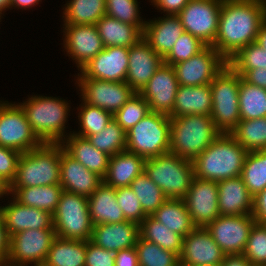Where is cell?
Listing matches in <instances>:
<instances>
[{
    "label": "cell",
    "mask_w": 266,
    "mask_h": 266,
    "mask_svg": "<svg viewBox=\"0 0 266 266\" xmlns=\"http://www.w3.org/2000/svg\"><path fill=\"white\" fill-rule=\"evenodd\" d=\"M266 6L256 0H222L218 32L212 47L228 61L241 48L256 42Z\"/></svg>",
    "instance_id": "obj_1"
},
{
    "label": "cell",
    "mask_w": 266,
    "mask_h": 266,
    "mask_svg": "<svg viewBox=\"0 0 266 266\" xmlns=\"http://www.w3.org/2000/svg\"><path fill=\"white\" fill-rule=\"evenodd\" d=\"M246 154L231 134L221 133L192 161L194 177L219 182L241 176Z\"/></svg>",
    "instance_id": "obj_2"
},
{
    "label": "cell",
    "mask_w": 266,
    "mask_h": 266,
    "mask_svg": "<svg viewBox=\"0 0 266 266\" xmlns=\"http://www.w3.org/2000/svg\"><path fill=\"white\" fill-rule=\"evenodd\" d=\"M18 104L24 110L33 133L41 143H62L67 137L65 125L71 108L66 100L34 95Z\"/></svg>",
    "instance_id": "obj_3"
},
{
    "label": "cell",
    "mask_w": 266,
    "mask_h": 266,
    "mask_svg": "<svg viewBox=\"0 0 266 266\" xmlns=\"http://www.w3.org/2000/svg\"><path fill=\"white\" fill-rule=\"evenodd\" d=\"M170 121L169 152L191 161L221 134L210 115L189 114Z\"/></svg>",
    "instance_id": "obj_4"
},
{
    "label": "cell",
    "mask_w": 266,
    "mask_h": 266,
    "mask_svg": "<svg viewBox=\"0 0 266 266\" xmlns=\"http://www.w3.org/2000/svg\"><path fill=\"white\" fill-rule=\"evenodd\" d=\"M60 184V143H42L22 153L11 188Z\"/></svg>",
    "instance_id": "obj_5"
},
{
    "label": "cell",
    "mask_w": 266,
    "mask_h": 266,
    "mask_svg": "<svg viewBox=\"0 0 266 266\" xmlns=\"http://www.w3.org/2000/svg\"><path fill=\"white\" fill-rule=\"evenodd\" d=\"M240 75L227 63L210 83V116L220 133L230 134L241 120L239 110Z\"/></svg>",
    "instance_id": "obj_6"
},
{
    "label": "cell",
    "mask_w": 266,
    "mask_h": 266,
    "mask_svg": "<svg viewBox=\"0 0 266 266\" xmlns=\"http://www.w3.org/2000/svg\"><path fill=\"white\" fill-rule=\"evenodd\" d=\"M144 172L169 199H183L194 178L192 161L170 152L146 159Z\"/></svg>",
    "instance_id": "obj_7"
},
{
    "label": "cell",
    "mask_w": 266,
    "mask_h": 266,
    "mask_svg": "<svg viewBox=\"0 0 266 266\" xmlns=\"http://www.w3.org/2000/svg\"><path fill=\"white\" fill-rule=\"evenodd\" d=\"M170 117L149 112L126 131V150L145 159L169 152Z\"/></svg>",
    "instance_id": "obj_8"
},
{
    "label": "cell",
    "mask_w": 266,
    "mask_h": 266,
    "mask_svg": "<svg viewBox=\"0 0 266 266\" xmlns=\"http://www.w3.org/2000/svg\"><path fill=\"white\" fill-rule=\"evenodd\" d=\"M53 227L57 237L91 240L93 225L87 197L63 191L53 214Z\"/></svg>",
    "instance_id": "obj_9"
},
{
    "label": "cell",
    "mask_w": 266,
    "mask_h": 266,
    "mask_svg": "<svg viewBox=\"0 0 266 266\" xmlns=\"http://www.w3.org/2000/svg\"><path fill=\"white\" fill-rule=\"evenodd\" d=\"M41 144L22 107L18 103L0 101V146L25 153Z\"/></svg>",
    "instance_id": "obj_10"
},
{
    "label": "cell",
    "mask_w": 266,
    "mask_h": 266,
    "mask_svg": "<svg viewBox=\"0 0 266 266\" xmlns=\"http://www.w3.org/2000/svg\"><path fill=\"white\" fill-rule=\"evenodd\" d=\"M55 237L54 229H27L17 232L10 236L7 264L12 266H29L30 264L31 266H43Z\"/></svg>",
    "instance_id": "obj_11"
},
{
    "label": "cell",
    "mask_w": 266,
    "mask_h": 266,
    "mask_svg": "<svg viewBox=\"0 0 266 266\" xmlns=\"http://www.w3.org/2000/svg\"><path fill=\"white\" fill-rule=\"evenodd\" d=\"M222 0H190L178 14L184 30L207 46L214 44Z\"/></svg>",
    "instance_id": "obj_12"
},
{
    "label": "cell",
    "mask_w": 266,
    "mask_h": 266,
    "mask_svg": "<svg viewBox=\"0 0 266 266\" xmlns=\"http://www.w3.org/2000/svg\"><path fill=\"white\" fill-rule=\"evenodd\" d=\"M82 101L114 115L135 93L126 82L102 81L93 78L76 80Z\"/></svg>",
    "instance_id": "obj_13"
},
{
    "label": "cell",
    "mask_w": 266,
    "mask_h": 266,
    "mask_svg": "<svg viewBox=\"0 0 266 266\" xmlns=\"http://www.w3.org/2000/svg\"><path fill=\"white\" fill-rule=\"evenodd\" d=\"M255 223L252 214L219 215L205 228L225 254H243Z\"/></svg>",
    "instance_id": "obj_14"
},
{
    "label": "cell",
    "mask_w": 266,
    "mask_h": 266,
    "mask_svg": "<svg viewBox=\"0 0 266 266\" xmlns=\"http://www.w3.org/2000/svg\"><path fill=\"white\" fill-rule=\"evenodd\" d=\"M227 61L212 47L206 46L188 60L172 65L179 85L210 84Z\"/></svg>",
    "instance_id": "obj_15"
},
{
    "label": "cell",
    "mask_w": 266,
    "mask_h": 266,
    "mask_svg": "<svg viewBox=\"0 0 266 266\" xmlns=\"http://www.w3.org/2000/svg\"><path fill=\"white\" fill-rule=\"evenodd\" d=\"M183 200L196 227H206L220 215L216 181L194 177Z\"/></svg>",
    "instance_id": "obj_16"
},
{
    "label": "cell",
    "mask_w": 266,
    "mask_h": 266,
    "mask_svg": "<svg viewBox=\"0 0 266 266\" xmlns=\"http://www.w3.org/2000/svg\"><path fill=\"white\" fill-rule=\"evenodd\" d=\"M178 87L174 68L163 62L139 94L148 102L151 112L169 116L173 111Z\"/></svg>",
    "instance_id": "obj_17"
},
{
    "label": "cell",
    "mask_w": 266,
    "mask_h": 266,
    "mask_svg": "<svg viewBox=\"0 0 266 266\" xmlns=\"http://www.w3.org/2000/svg\"><path fill=\"white\" fill-rule=\"evenodd\" d=\"M63 32L64 49L79 71L104 49L95 25L63 24Z\"/></svg>",
    "instance_id": "obj_18"
},
{
    "label": "cell",
    "mask_w": 266,
    "mask_h": 266,
    "mask_svg": "<svg viewBox=\"0 0 266 266\" xmlns=\"http://www.w3.org/2000/svg\"><path fill=\"white\" fill-rule=\"evenodd\" d=\"M225 253L205 227H196L183 238L180 266L221 265Z\"/></svg>",
    "instance_id": "obj_19"
},
{
    "label": "cell",
    "mask_w": 266,
    "mask_h": 266,
    "mask_svg": "<svg viewBox=\"0 0 266 266\" xmlns=\"http://www.w3.org/2000/svg\"><path fill=\"white\" fill-rule=\"evenodd\" d=\"M128 55L129 48L127 47H104L80 70L77 78L125 82L128 71Z\"/></svg>",
    "instance_id": "obj_20"
},
{
    "label": "cell",
    "mask_w": 266,
    "mask_h": 266,
    "mask_svg": "<svg viewBox=\"0 0 266 266\" xmlns=\"http://www.w3.org/2000/svg\"><path fill=\"white\" fill-rule=\"evenodd\" d=\"M163 62V58L142 37L129 48L125 82L139 93Z\"/></svg>",
    "instance_id": "obj_21"
},
{
    "label": "cell",
    "mask_w": 266,
    "mask_h": 266,
    "mask_svg": "<svg viewBox=\"0 0 266 266\" xmlns=\"http://www.w3.org/2000/svg\"><path fill=\"white\" fill-rule=\"evenodd\" d=\"M103 179L70 156L60 143V185L63 191L90 197Z\"/></svg>",
    "instance_id": "obj_22"
},
{
    "label": "cell",
    "mask_w": 266,
    "mask_h": 266,
    "mask_svg": "<svg viewBox=\"0 0 266 266\" xmlns=\"http://www.w3.org/2000/svg\"><path fill=\"white\" fill-rule=\"evenodd\" d=\"M3 208V222L9 236L27 229H54L53 215L38 208L24 206L14 198Z\"/></svg>",
    "instance_id": "obj_23"
},
{
    "label": "cell",
    "mask_w": 266,
    "mask_h": 266,
    "mask_svg": "<svg viewBox=\"0 0 266 266\" xmlns=\"http://www.w3.org/2000/svg\"><path fill=\"white\" fill-rule=\"evenodd\" d=\"M184 31L178 15H164L155 20L146 21L142 37L156 53L164 58Z\"/></svg>",
    "instance_id": "obj_24"
},
{
    "label": "cell",
    "mask_w": 266,
    "mask_h": 266,
    "mask_svg": "<svg viewBox=\"0 0 266 266\" xmlns=\"http://www.w3.org/2000/svg\"><path fill=\"white\" fill-rule=\"evenodd\" d=\"M139 236L137 223L123 221L93 226L91 241L101 248L117 252L135 247Z\"/></svg>",
    "instance_id": "obj_25"
},
{
    "label": "cell",
    "mask_w": 266,
    "mask_h": 266,
    "mask_svg": "<svg viewBox=\"0 0 266 266\" xmlns=\"http://www.w3.org/2000/svg\"><path fill=\"white\" fill-rule=\"evenodd\" d=\"M220 215H249L253 210L250 195L241 176L217 182Z\"/></svg>",
    "instance_id": "obj_26"
},
{
    "label": "cell",
    "mask_w": 266,
    "mask_h": 266,
    "mask_svg": "<svg viewBox=\"0 0 266 266\" xmlns=\"http://www.w3.org/2000/svg\"><path fill=\"white\" fill-rule=\"evenodd\" d=\"M69 133L61 143L64 150L89 171L103 179L107 173L110 155L97 149L87 138Z\"/></svg>",
    "instance_id": "obj_27"
},
{
    "label": "cell",
    "mask_w": 266,
    "mask_h": 266,
    "mask_svg": "<svg viewBox=\"0 0 266 266\" xmlns=\"http://www.w3.org/2000/svg\"><path fill=\"white\" fill-rule=\"evenodd\" d=\"M212 111V92L210 84L198 86L179 85L170 118L183 115H210Z\"/></svg>",
    "instance_id": "obj_28"
},
{
    "label": "cell",
    "mask_w": 266,
    "mask_h": 266,
    "mask_svg": "<svg viewBox=\"0 0 266 266\" xmlns=\"http://www.w3.org/2000/svg\"><path fill=\"white\" fill-rule=\"evenodd\" d=\"M146 159L127 150L110 156L103 182L113 188L129 187L131 182L145 170Z\"/></svg>",
    "instance_id": "obj_29"
},
{
    "label": "cell",
    "mask_w": 266,
    "mask_h": 266,
    "mask_svg": "<svg viewBox=\"0 0 266 266\" xmlns=\"http://www.w3.org/2000/svg\"><path fill=\"white\" fill-rule=\"evenodd\" d=\"M87 199L93 226L126 221L124 213L117 203L115 188L112 186L102 182Z\"/></svg>",
    "instance_id": "obj_30"
},
{
    "label": "cell",
    "mask_w": 266,
    "mask_h": 266,
    "mask_svg": "<svg viewBox=\"0 0 266 266\" xmlns=\"http://www.w3.org/2000/svg\"><path fill=\"white\" fill-rule=\"evenodd\" d=\"M104 47L122 46L130 48L143 36L136 26L121 22L107 15L95 24Z\"/></svg>",
    "instance_id": "obj_31"
},
{
    "label": "cell",
    "mask_w": 266,
    "mask_h": 266,
    "mask_svg": "<svg viewBox=\"0 0 266 266\" xmlns=\"http://www.w3.org/2000/svg\"><path fill=\"white\" fill-rule=\"evenodd\" d=\"M62 192L60 184L11 188L12 197L20 204L47 211L52 215L56 211Z\"/></svg>",
    "instance_id": "obj_32"
},
{
    "label": "cell",
    "mask_w": 266,
    "mask_h": 266,
    "mask_svg": "<svg viewBox=\"0 0 266 266\" xmlns=\"http://www.w3.org/2000/svg\"><path fill=\"white\" fill-rule=\"evenodd\" d=\"M152 216L183 238L196 228L183 199L168 198Z\"/></svg>",
    "instance_id": "obj_33"
},
{
    "label": "cell",
    "mask_w": 266,
    "mask_h": 266,
    "mask_svg": "<svg viewBox=\"0 0 266 266\" xmlns=\"http://www.w3.org/2000/svg\"><path fill=\"white\" fill-rule=\"evenodd\" d=\"M86 241L55 237L43 266H85Z\"/></svg>",
    "instance_id": "obj_34"
},
{
    "label": "cell",
    "mask_w": 266,
    "mask_h": 266,
    "mask_svg": "<svg viewBox=\"0 0 266 266\" xmlns=\"http://www.w3.org/2000/svg\"><path fill=\"white\" fill-rule=\"evenodd\" d=\"M64 6V24L95 25L106 15L105 0H70Z\"/></svg>",
    "instance_id": "obj_35"
},
{
    "label": "cell",
    "mask_w": 266,
    "mask_h": 266,
    "mask_svg": "<svg viewBox=\"0 0 266 266\" xmlns=\"http://www.w3.org/2000/svg\"><path fill=\"white\" fill-rule=\"evenodd\" d=\"M139 234L142 239L153 242L165 250L180 255L183 237L169 229L152 215L139 224Z\"/></svg>",
    "instance_id": "obj_36"
},
{
    "label": "cell",
    "mask_w": 266,
    "mask_h": 266,
    "mask_svg": "<svg viewBox=\"0 0 266 266\" xmlns=\"http://www.w3.org/2000/svg\"><path fill=\"white\" fill-rule=\"evenodd\" d=\"M241 177L252 197L266 188V150L247 152Z\"/></svg>",
    "instance_id": "obj_37"
},
{
    "label": "cell",
    "mask_w": 266,
    "mask_h": 266,
    "mask_svg": "<svg viewBox=\"0 0 266 266\" xmlns=\"http://www.w3.org/2000/svg\"><path fill=\"white\" fill-rule=\"evenodd\" d=\"M239 110L244 120L266 117V89L249 84L240 76Z\"/></svg>",
    "instance_id": "obj_38"
},
{
    "label": "cell",
    "mask_w": 266,
    "mask_h": 266,
    "mask_svg": "<svg viewBox=\"0 0 266 266\" xmlns=\"http://www.w3.org/2000/svg\"><path fill=\"white\" fill-rule=\"evenodd\" d=\"M230 134L247 152L266 150V117L241 119Z\"/></svg>",
    "instance_id": "obj_39"
},
{
    "label": "cell",
    "mask_w": 266,
    "mask_h": 266,
    "mask_svg": "<svg viewBox=\"0 0 266 266\" xmlns=\"http://www.w3.org/2000/svg\"><path fill=\"white\" fill-rule=\"evenodd\" d=\"M138 197L146 215L154 212L168 199L163 191L143 172L129 186Z\"/></svg>",
    "instance_id": "obj_40"
},
{
    "label": "cell",
    "mask_w": 266,
    "mask_h": 266,
    "mask_svg": "<svg viewBox=\"0 0 266 266\" xmlns=\"http://www.w3.org/2000/svg\"><path fill=\"white\" fill-rule=\"evenodd\" d=\"M86 138L93 146L110 156L126 150V132L113 118L100 132Z\"/></svg>",
    "instance_id": "obj_41"
},
{
    "label": "cell",
    "mask_w": 266,
    "mask_h": 266,
    "mask_svg": "<svg viewBox=\"0 0 266 266\" xmlns=\"http://www.w3.org/2000/svg\"><path fill=\"white\" fill-rule=\"evenodd\" d=\"M139 266H180L179 255L157 244L142 239L135 245Z\"/></svg>",
    "instance_id": "obj_42"
},
{
    "label": "cell",
    "mask_w": 266,
    "mask_h": 266,
    "mask_svg": "<svg viewBox=\"0 0 266 266\" xmlns=\"http://www.w3.org/2000/svg\"><path fill=\"white\" fill-rule=\"evenodd\" d=\"M77 110L80 130L78 132H72L77 136L86 138L90 135H95L104 129L113 115L110 112L103 110L102 108L92 106L83 102L79 105Z\"/></svg>",
    "instance_id": "obj_43"
},
{
    "label": "cell",
    "mask_w": 266,
    "mask_h": 266,
    "mask_svg": "<svg viewBox=\"0 0 266 266\" xmlns=\"http://www.w3.org/2000/svg\"><path fill=\"white\" fill-rule=\"evenodd\" d=\"M150 112L148 102L137 92L113 115L126 132Z\"/></svg>",
    "instance_id": "obj_44"
},
{
    "label": "cell",
    "mask_w": 266,
    "mask_h": 266,
    "mask_svg": "<svg viewBox=\"0 0 266 266\" xmlns=\"http://www.w3.org/2000/svg\"><path fill=\"white\" fill-rule=\"evenodd\" d=\"M227 63L235 71L266 68V50L256 41L241 48Z\"/></svg>",
    "instance_id": "obj_45"
},
{
    "label": "cell",
    "mask_w": 266,
    "mask_h": 266,
    "mask_svg": "<svg viewBox=\"0 0 266 266\" xmlns=\"http://www.w3.org/2000/svg\"><path fill=\"white\" fill-rule=\"evenodd\" d=\"M139 3L137 0H105L106 15L136 25L143 32L146 21L139 16Z\"/></svg>",
    "instance_id": "obj_46"
},
{
    "label": "cell",
    "mask_w": 266,
    "mask_h": 266,
    "mask_svg": "<svg viewBox=\"0 0 266 266\" xmlns=\"http://www.w3.org/2000/svg\"><path fill=\"white\" fill-rule=\"evenodd\" d=\"M206 46L200 39L184 31L175 41L170 52L163 58V61L168 65L186 61L198 54Z\"/></svg>",
    "instance_id": "obj_47"
},
{
    "label": "cell",
    "mask_w": 266,
    "mask_h": 266,
    "mask_svg": "<svg viewBox=\"0 0 266 266\" xmlns=\"http://www.w3.org/2000/svg\"><path fill=\"white\" fill-rule=\"evenodd\" d=\"M243 255L251 266H266V224L253 225Z\"/></svg>",
    "instance_id": "obj_48"
},
{
    "label": "cell",
    "mask_w": 266,
    "mask_h": 266,
    "mask_svg": "<svg viewBox=\"0 0 266 266\" xmlns=\"http://www.w3.org/2000/svg\"><path fill=\"white\" fill-rule=\"evenodd\" d=\"M116 200L122 209L126 221L135 222L138 225L147 217L142 205L130 187L115 189Z\"/></svg>",
    "instance_id": "obj_49"
},
{
    "label": "cell",
    "mask_w": 266,
    "mask_h": 266,
    "mask_svg": "<svg viewBox=\"0 0 266 266\" xmlns=\"http://www.w3.org/2000/svg\"><path fill=\"white\" fill-rule=\"evenodd\" d=\"M85 266H115V252L86 241Z\"/></svg>",
    "instance_id": "obj_50"
},
{
    "label": "cell",
    "mask_w": 266,
    "mask_h": 266,
    "mask_svg": "<svg viewBox=\"0 0 266 266\" xmlns=\"http://www.w3.org/2000/svg\"><path fill=\"white\" fill-rule=\"evenodd\" d=\"M21 154L16 150L0 146V177L10 184L15 179Z\"/></svg>",
    "instance_id": "obj_51"
},
{
    "label": "cell",
    "mask_w": 266,
    "mask_h": 266,
    "mask_svg": "<svg viewBox=\"0 0 266 266\" xmlns=\"http://www.w3.org/2000/svg\"><path fill=\"white\" fill-rule=\"evenodd\" d=\"M154 7L166 15H178L190 0H150Z\"/></svg>",
    "instance_id": "obj_52"
},
{
    "label": "cell",
    "mask_w": 266,
    "mask_h": 266,
    "mask_svg": "<svg viewBox=\"0 0 266 266\" xmlns=\"http://www.w3.org/2000/svg\"><path fill=\"white\" fill-rule=\"evenodd\" d=\"M249 84L266 89V68H257L249 71H236Z\"/></svg>",
    "instance_id": "obj_53"
},
{
    "label": "cell",
    "mask_w": 266,
    "mask_h": 266,
    "mask_svg": "<svg viewBox=\"0 0 266 266\" xmlns=\"http://www.w3.org/2000/svg\"><path fill=\"white\" fill-rule=\"evenodd\" d=\"M252 215L257 223L266 224V188L253 197Z\"/></svg>",
    "instance_id": "obj_54"
},
{
    "label": "cell",
    "mask_w": 266,
    "mask_h": 266,
    "mask_svg": "<svg viewBox=\"0 0 266 266\" xmlns=\"http://www.w3.org/2000/svg\"><path fill=\"white\" fill-rule=\"evenodd\" d=\"M115 266H139L135 247L115 252Z\"/></svg>",
    "instance_id": "obj_55"
},
{
    "label": "cell",
    "mask_w": 266,
    "mask_h": 266,
    "mask_svg": "<svg viewBox=\"0 0 266 266\" xmlns=\"http://www.w3.org/2000/svg\"><path fill=\"white\" fill-rule=\"evenodd\" d=\"M10 249V236L3 220L0 222V265L7 264Z\"/></svg>",
    "instance_id": "obj_56"
},
{
    "label": "cell",
    "mask_w": 266,
    "mask_h": 266,
    "mask_svg": "<svg viewBox=\"0 0 266 266\" xmlns=\"http://www.w3.org/2000/svg\"><path fill=\"white\" fill-rule=\"evenodd\" d=\"M220 266H251L243 254H226Z\"/></svg>",
    "instance_id": "obj_57"
},
{
    "label": "cell",
    "mask_w": 266,
    "mask_h": 266,
    "mask_svg": "<svg viewBox=\"0 0 266 266\" xmlns=\"http://www.w3.org/2000/svg\"><path fill=\"white\" fill-rule=\"evenodd\" d=\"M41 0H11L10 8H20V9H29L35 6V4H39Z\"/></svg>",
    "instance_id": "obj_58"
},
{
    "label": "cell",
    "mask_w": 266,
    "mask_h": 266,
    "mask_svg": "<svg viewBox=\"0 0 266 266\" xmlns=\"http://www.w3.org/2000/svg\"><path fill=\"white\" fill-rule=\"evenodd\" d=\"M5 196H11V184L4 178L0 177V198Z\"/></svg>",
    "instance_id": "obj_59"
},
{
    "label": "cell",
    "mask_w": 266,
    "mask_h": 266,
    "mask_svg": "<svg viewBox=\"0 0 266 266\" xmlns=\"http://www.w3.org/2000/svg\"><path fill=\"white\" fill-rule=\"evenodd\" d=\"M257 42L263 49L266 50V20L262 23L260 27Z\"/></svg>",
    "instance_id": "obj_60"
},
{
    "label": "cell",
    "mask_w": 266,
    "mask_h": 266,
    "mask_svg": "<svg viewBox=\"0 0 266 266\" xmlns=\"http://www.w3.org/2000/svg\"><path fill=\"white\" fill-rule=\"evenodd\" d=\"M11 0H0V17L2 18V13L6 9H10Z\"/></svg>",
    "instance_id": "obj_61"
},
{
    "label": "cell",
    "mask_w": 266,
    "mask_h": 266,
    "mask_svg": "<svg viewBox=\"0 0 266 266\" xmlns=\"http://www.w3.org/2000/svg\"><path fill=\"white\" fill-rule=\"evenodd\" d=\"M3 220V208L0 206V222Z\"/></svg>",
    "instance_id": "obj_62"
},
{
    "label": "cell",
    "mask_w": 266,
    "mask_h": 266,
    "mask_svg": "<svg viewBox=\"0 0 266 266\" xmlns=\"http://www.w3.org/2000/svg\"><path fill=\"white\" fill-rule=\"evenodd\" d=\"M256 1L261 3L262 5L266 6V0H256Z\"/></svg>",
    "instance_id": "obj_63"
},
{
    "label": "cell",
    "mask_w": 266,
    "mask_h": 266,
    "mask_svg": "<svg viewBox=\"0 0 266 266\" xmlns=\"http://www.w3.org/2000/svg\"><path fill=\"white\" fill-rule=\"evenodd\" d=\"M0 266H12V265H9V264H2Z\"/></svg>",
    "instance_id": "obj_64"
}]
</instances>
